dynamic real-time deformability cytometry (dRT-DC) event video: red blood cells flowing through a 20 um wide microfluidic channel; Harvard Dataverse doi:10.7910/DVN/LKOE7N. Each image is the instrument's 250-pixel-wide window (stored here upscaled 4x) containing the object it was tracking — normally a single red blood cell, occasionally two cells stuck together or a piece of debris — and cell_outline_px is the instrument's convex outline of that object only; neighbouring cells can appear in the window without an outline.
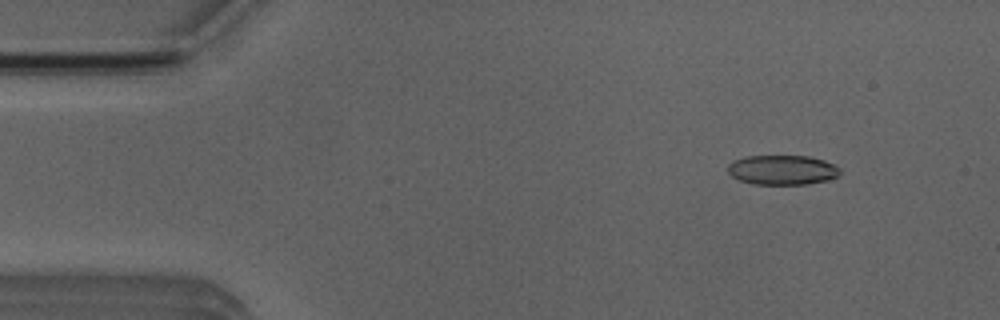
{"species": "Egyptian fruit bat (a non-hibernating species)", "species_latin": "Rousettus aegyptiacus", "temperature_condition": "room temperature", "stored_images_in_passage": 19, "camera_frame_rate_fps": 3000, "um_per_image_px": 0.085, "animal": {"sex": "male"}, "frame": {"image": 1, "passage_image": 6, "time_ms": 1.667, "image_size_px": [1000, 320], "cell_outline_px": [[840, 172], [836, 176], [828, 180], [808, 184], [752, 184], [740, 180], [732, 176], [728, 172], [728, 164], [732, 160], [744, 156], [808, 156], [824, 160], [840, 168]], "centroid_in_image_um": [66.47, 14.44], "position_along_channel_um": 18.5, "area_um2": 19.42}}